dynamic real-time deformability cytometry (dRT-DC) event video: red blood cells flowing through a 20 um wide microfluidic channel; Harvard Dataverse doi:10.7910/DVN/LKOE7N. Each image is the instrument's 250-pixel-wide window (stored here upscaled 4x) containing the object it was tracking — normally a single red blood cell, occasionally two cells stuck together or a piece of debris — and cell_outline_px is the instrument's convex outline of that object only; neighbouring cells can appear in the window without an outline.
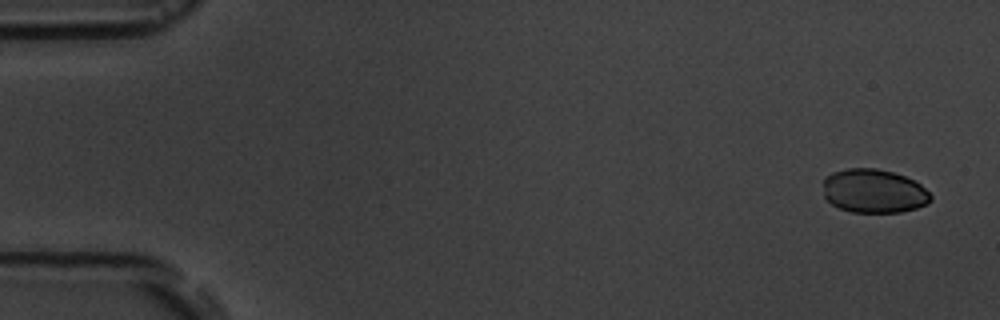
{"species": "common noctule bat (a hibernating species)", "species_latin": "Nyctalus noctula", "temperature_condition": "room temperature", "stored_images_in_passage": 5, "camera_frame_rate_fps": 3000, "um_per_image_px": 0.085, "animal": {"sex": "male", "body_mass_g": 19.5, "forearm_length_mm": 54.6}, "frame": {"image": 1, "passage_image": 1, "time_ms": 0.0, "image_size_px": [1000, 320], "cell_outline_px": [[932, 200], [928, 204], [916, 208], [900, 212], [852, 212], [840, 208], [832, 204], [824, 196], [824, 180], [832, 172], [848, 168], [876, 168], [892, 172], [904, 176], [920, 184], [932, 196]], "centroid_in_image_um": [74.28, 16.24], "position_along_channel_um": 10.7, "area_um2": 27.34}}